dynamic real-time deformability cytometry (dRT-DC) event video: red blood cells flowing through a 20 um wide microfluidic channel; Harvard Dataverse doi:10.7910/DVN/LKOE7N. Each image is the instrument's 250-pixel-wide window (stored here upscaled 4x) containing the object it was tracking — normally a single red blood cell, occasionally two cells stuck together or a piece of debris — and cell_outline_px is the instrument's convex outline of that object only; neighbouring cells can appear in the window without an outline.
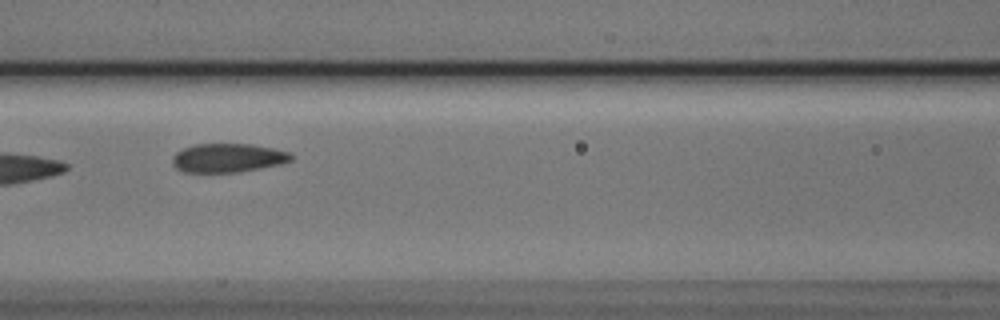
{"species": "Egyptian fruit bat (a non-hibernating species)", "species_latin": "Rousettus aegyptiacus", "temperature_condition": "cold", "stored_images_in_passage": 8, "camera_frame_rate_fps": 3000, "um_per_image_px": 0.085, "animal": {"sex": "male"}, "frame": {"image": 1, "passage_image": 7, "time_ms": 2.0, "image_size_px": [1000, 320], "cell_outline_px": [[292, 160], [280, 164], [260, 168], [236, 172], [184, 172], [176, 168], [172, 164], [172, 156], [176, 152], [184, 148], [196, 144], [252, 144], [276, 148], [292, 152]], "centroid_in_image_um": [19.39, 13.41], "position_along_channel_um": 147.2, "area_um2": 20.06}}